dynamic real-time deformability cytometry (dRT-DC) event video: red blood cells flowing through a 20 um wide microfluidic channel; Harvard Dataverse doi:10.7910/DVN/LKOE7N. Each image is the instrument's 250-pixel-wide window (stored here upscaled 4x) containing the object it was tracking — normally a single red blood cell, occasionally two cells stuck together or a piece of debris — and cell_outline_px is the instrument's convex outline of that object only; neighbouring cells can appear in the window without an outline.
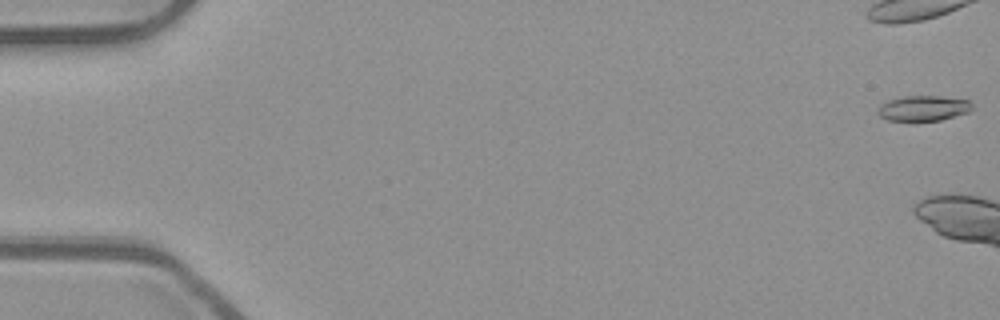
{"species": "common noctule bat (a hibernating species)", "species_latin": "Nyctalus noctula", "temperature_condition": "room temperature", "stored_images_in_passage": 5, "camera_frame_rate_fps": 3000, "um_per_image_px": 0.085, "animal": {"sex": "male", "body_mass_g": 23.1, "forearm_length_mm": 52.7}, "frame": {"image": 1, "passage_image": 1, "time_ms": 0.0, "image_size_px": [1000, 320], "cell_outline_px": [[972, 108], [968, 112], [940, 120], [912, 124], [888, 120], [880, 116], [876, 112], [880, 104], [888, 100], [904, 96], [940, 96], [968, 100], [972, 104]], "centroid_in_image_um": [78.41, 9.25], "position_along_channel_um": 6.6, "area_um2": 14.51}}